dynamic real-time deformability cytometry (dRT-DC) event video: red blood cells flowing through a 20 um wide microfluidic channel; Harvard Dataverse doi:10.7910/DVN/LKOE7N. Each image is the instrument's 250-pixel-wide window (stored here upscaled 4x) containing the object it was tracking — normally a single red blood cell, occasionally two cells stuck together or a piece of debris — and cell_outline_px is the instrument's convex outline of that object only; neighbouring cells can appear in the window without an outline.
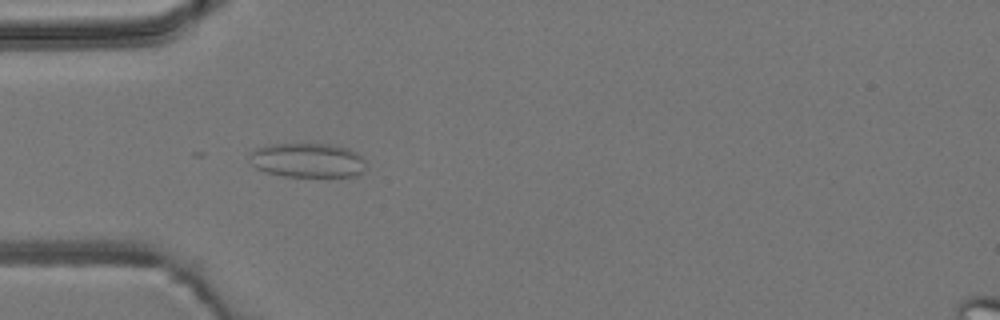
{"species": "common noctule bat (a hibernating species)", "species_latin": "Nyctalus noctula", "temperature_condition": "room temperature", "stored_images_in_passage": 4, "camera_frame_rate_fps": 3000, "um_per_image_px": 0.085, "animal": {"sex": "male", "body_mass_g": 19.2, "forearm_length_mm": 51.8}, "frame": {"image": 1, "passage_image": 4, "time_ms": 3.333, "image_size_px": [1000, 320], "cell_outline_px": [[364, 168], [356, 176], [284, 176], [268, 172], [256, 168], [252, 164], [248, 156], [248, 152], [256, 148], [268, 144], [328, 144], [348, 148], [356, 152], [364, 160]], "centroid_in_image_um": [26.09, 13.61], "position_along_channel_um": 58.9, "area_um2": 23.24}}